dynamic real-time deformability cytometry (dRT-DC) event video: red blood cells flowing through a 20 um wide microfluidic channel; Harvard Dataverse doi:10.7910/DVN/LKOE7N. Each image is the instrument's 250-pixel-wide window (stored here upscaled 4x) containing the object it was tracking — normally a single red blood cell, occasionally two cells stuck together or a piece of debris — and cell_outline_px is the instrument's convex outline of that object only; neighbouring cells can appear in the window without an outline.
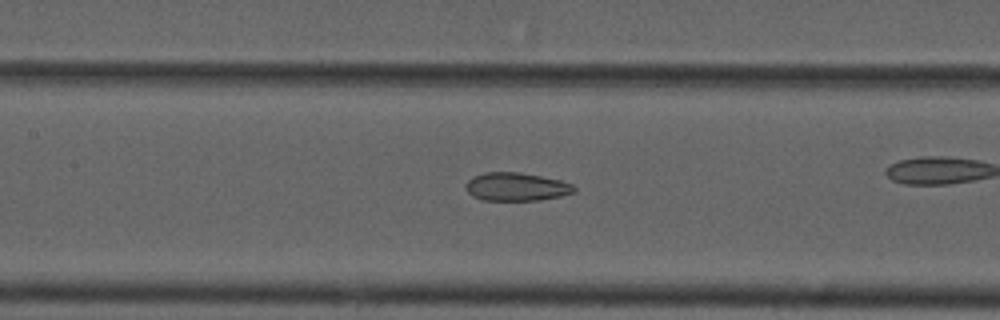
{"species": "common noctule bat (a hibernating species)", "species_latin": "Nyctalus noctula", "temperature_condition": "cold", "stored_images_in_passage": 44, "camera_frame_rate_fps": 3000, "um_per_image_px": 0.085, "animal": {"sex": "male", "forearm_length_mm": 52.5}, "frame": {"image": 1, "passage_image": 26, "time_ms": 8.333, "image_size_px": [1000, 320], "cell_outline_px": [[576, 192], [560, 196], [540, 200], [484, 200], [472, 196], [464, 188], [464, 184], [472, 176], [484, 172], [520, 172], [560, 180], [572, 184], [576, 188]], "centroid_in_image_um": [43.86, 15.87], "position_along_channel_um": 163.5, "area_um2": 17.98}}
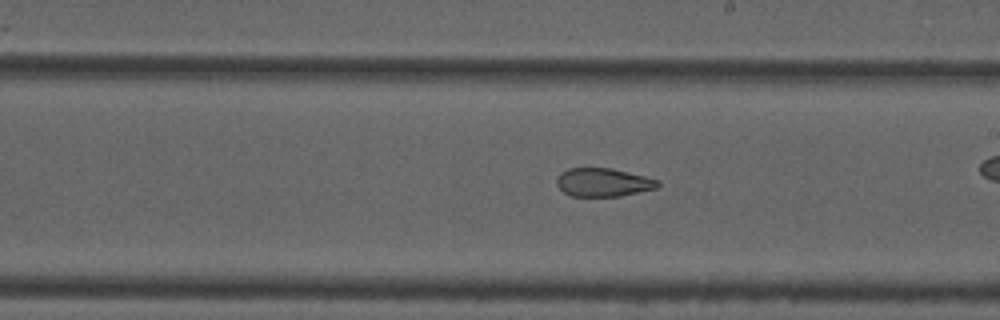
{"frame": {"image": 2, "passage_image": 32, "time_ms": 10.333, "image_size_px": [1000, 320], "cell_outline_px": [[660, 184], [656, 188], [620, 196], [568, 196], [556, 184], [556, 180], [560, 172], [568, 168], [612, 168], [660, 180]], "centroid_in_image_um": [51.25, 15.5], "position_along_channel_um": 237.8, "area_um2": 16.76}}